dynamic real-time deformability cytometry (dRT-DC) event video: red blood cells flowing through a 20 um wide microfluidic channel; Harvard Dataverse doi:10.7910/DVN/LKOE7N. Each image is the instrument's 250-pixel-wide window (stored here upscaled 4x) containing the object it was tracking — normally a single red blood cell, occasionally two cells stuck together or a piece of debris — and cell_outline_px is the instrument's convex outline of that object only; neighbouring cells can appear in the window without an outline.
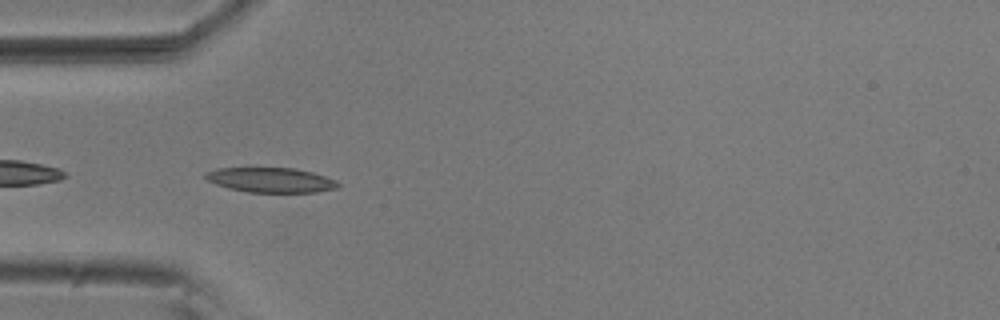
{"species": "common noctule bat (a hibernating species)", "species_latin": "Nyctalus noctula", "temperature_condition": "room temperature", "stored_images_in_passage": 31, "camera_frame_rate_fps": 3000, "um_per_image_px": 0.085, "animal": {"sex": "male", "body_mass_g": 20.5, "forearm_length_mm": 52.5}, "frame": {"image": 1, "passage_image": 2, "time_ms": 0.333, "image_size_px": [1000, 320], "cell_outline_px": [[340, 188], [316, 192], [248, 192], [228, 188], [216, 184], [208, 180], [204, 176], [204, 172], [216, 168], [292, 168], [312, 172], [336, 180], [340, 184]], "centroid_in_image_um": [23.02, 15.3], "position_along_channel_um": 62.0, "area_um2": 19.19}}
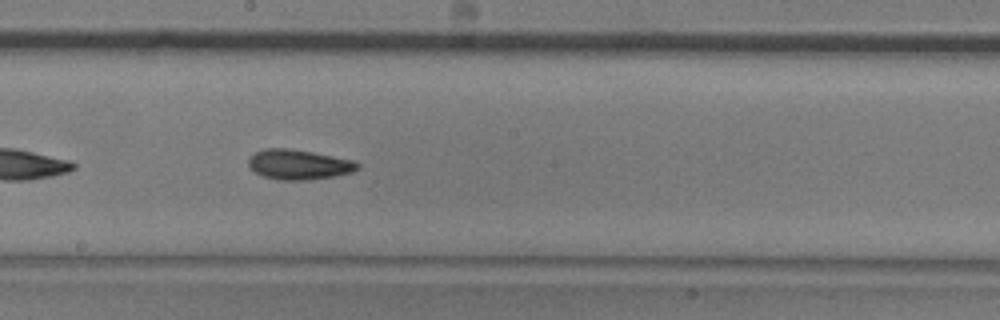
{"frame": {"image": 2, "passage_image": 15, "time_ms": 4.667, "image_size_px": [1000, 320], "cell_outline_px": [[360, 168], [352, 172], [332, 176], [308, 180], [280, 180], [264, 176], [256, 172], [248, 164], [248, 160], [256, 152], [264, 148], [292, 148], [352, 160], [360, 164]], "centroid_in_image_um": [25.4, 13.98], "position_along_channel_um": 222.8, "area_um2": 18.84}}
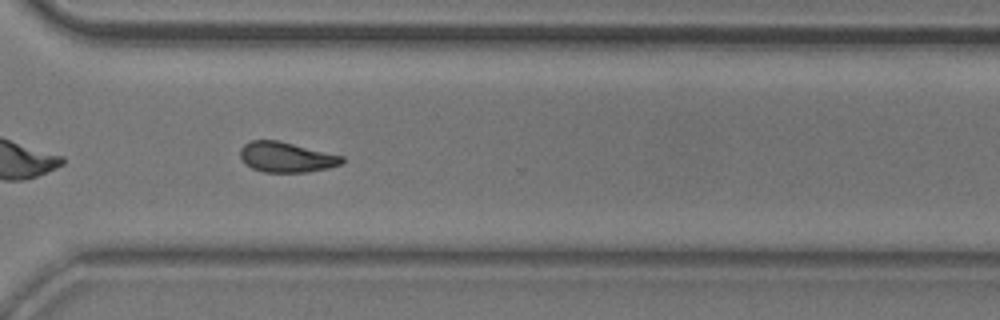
{"frame": {"image": 3, "passage_image": 25, "time_ms": 8.0, "image_size_px": [1000, 320], "cell_outline_px": [[344, 160], [340, 164], [328, 168], [304, 172], [264, 172], [252, 168], [244, 164], [240, 156], [240, 148], [248, 140], [280, 140], [344, 156]], "centroid_in_image_um": [24.31, 13.34], "position_along_channel_um": 346.3, "area_um2": 18.09}, "authors_computed_cell_mechanics": {"area_um2": 18.0914, "velocity_mm_per_s": 3.7228, "shape_relaxation_time_tau1_ms": 6.8357, "shape_relaxation_time_tau2_ms": 4.3115, "deformation_change_tau1": 0.1684, "deformation_change_tau2": 0.1148}}